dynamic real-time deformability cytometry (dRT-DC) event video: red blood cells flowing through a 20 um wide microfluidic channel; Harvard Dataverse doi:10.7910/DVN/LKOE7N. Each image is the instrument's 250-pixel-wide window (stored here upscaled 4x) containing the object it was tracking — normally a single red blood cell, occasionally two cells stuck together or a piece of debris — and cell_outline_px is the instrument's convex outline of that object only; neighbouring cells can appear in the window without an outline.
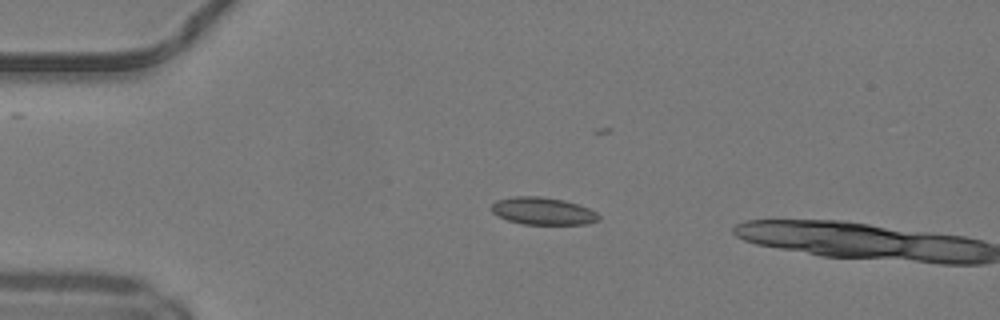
{"species": "common noctule bat (a hibernating species)", "species_latin": "Nyctalus noctula", "temperature_condition": "warm", "stored_images_in_passage": 3, "camera_frame_rate_fps": 3000, "um_per_image_px": 0.085, "animal": {"sex": "male", "body_mass_g": 19.2, "forearm_length_mm": 51.8}, "frame": {"image": 1, "passage_image": 1, "time_ms": 0.0, "image_size_px": [1000, 320], "cell_outline_px": [[600, 220], [584, 224], [524, 224], [508, 220], [492, 212], [492, 204], [496, 200], [512, 196], [540, 196], [564, 200], [588, 208], [596, 212], [600, 216]], "centroid_in_image_um": [46.15, 17.93], "position_along_channel_um": 38.9, "area_um2": 16.99}}